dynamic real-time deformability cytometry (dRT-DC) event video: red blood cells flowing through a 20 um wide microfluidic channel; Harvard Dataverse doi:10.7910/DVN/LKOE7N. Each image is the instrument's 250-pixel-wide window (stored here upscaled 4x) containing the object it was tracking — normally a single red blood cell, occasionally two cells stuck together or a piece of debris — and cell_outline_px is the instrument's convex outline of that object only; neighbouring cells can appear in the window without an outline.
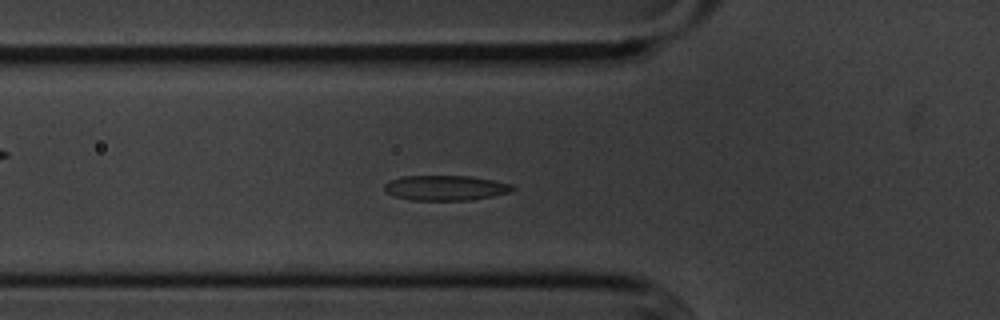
{"species": "common noctule bat (a hibernating species)", "species_latin": "Nyctalus noctula", "temperature_condition": "cold", "stored_images_in_passage": 52, "camera_frame_rate_fps": 3000, "um_per_image_px": 0.085, "animal": {"sex": "male", "body_mass_g": 20.1, "forearm_length_mm": 53.5}, "frame": {"image": 1, "passage_image": 16, "time_ms": 5.0, "image_size_px": [1000, 320], "cell_outline_px": [[516, 188], [512, 192], [472, 200], [412, 200], [396, 196], [384, 192], [384, 184], [388, 180], [400, 176], [468, 176], [492, 180], [512, 184]], "centroid_in_image_um": [37.86, 15.97], "position_along_channel_um": 87.9, "area_um2": 18.84}}
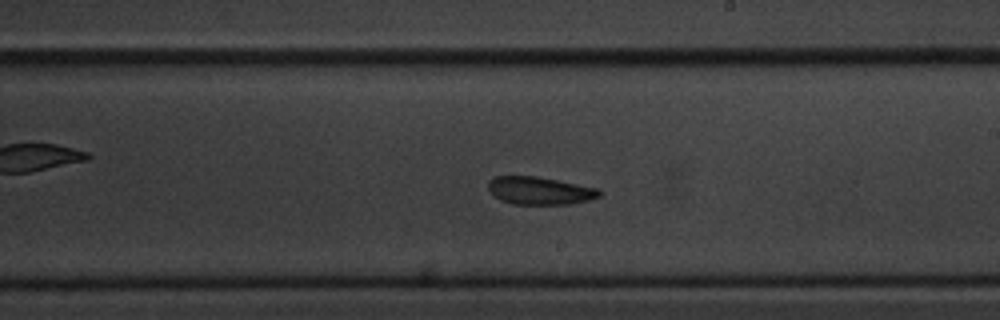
{"frame": {"image": 2, "passage_image": 29, "time_ms": 9.333, "image_size_px": [1000, 320], "cell_outline_px": [[600, 196], [588, 200], [572, 204], [512, 204], [500, 200], [488, 188], [488, 180], [496, 176], [536, 176], [600, 188]], "centroid_in_image_um": [45.89, 16.2], "position_along_channel_um": 243.1, "area_um2": 17.98}}
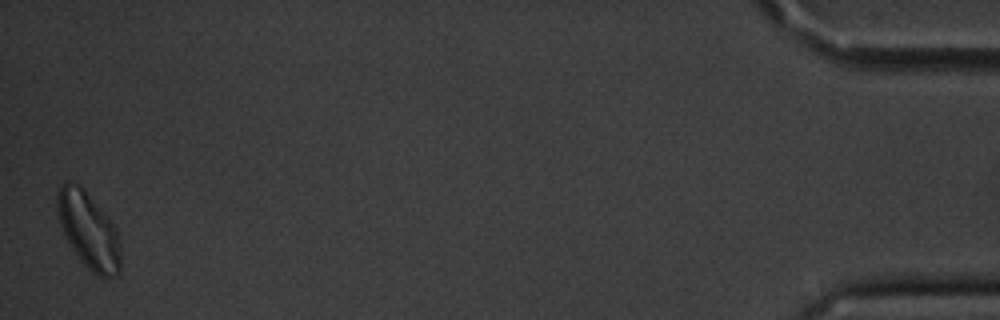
{"frame": {"image": 3, "passage_image": 52, "time_ms": 17.0, "image_size_px": [1000, 320], "cell_outline_px": [[120, 272], [116, 276], [100, 276], [92, 272], [80, 260], [68, 244], [60, 224], [56, 204], [56, 196], [60, 184], [68, 180], [76, 180], [84, 188], [116, 228], [120, 240]], "centroid_in_image_um": [7.5, 19.54], "position_along_channel_um": 427.7, "area_um2": 28.38}, "authors_computed_cell_mechanics": {"area_um2": 18.8428, "velocity_mm_per_s": 3.5669, "shape_relaxation_time_tau1_ms": 5.421, "shape_relaxation_time_tau2_ms": 10.2746, "deformation_change_tau1": 0.1136, "deformation_change_tau2": 0.1726}}